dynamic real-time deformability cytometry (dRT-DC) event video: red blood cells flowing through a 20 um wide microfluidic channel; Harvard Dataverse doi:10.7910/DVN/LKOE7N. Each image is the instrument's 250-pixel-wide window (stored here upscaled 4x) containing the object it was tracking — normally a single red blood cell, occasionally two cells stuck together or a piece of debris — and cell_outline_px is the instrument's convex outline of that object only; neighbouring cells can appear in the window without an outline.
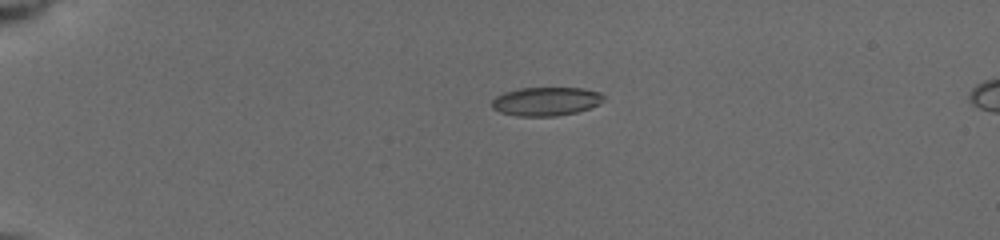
{"species": "common noctule bat (a hibernating species)", "species_latin": "Nyctalus noctula", "temperature_condition": "cold", "stored_images_in_passage": 13, "camera_frame_rate_fps": 3000, "um_per_image_px": 0.085, "animal": {"sex": "female", "body_mass_g": 19.5, "forearm_length_mm": 54.1}, "frame": {"image": 1, "passage_image": 1, "time_ms": 0.0, "image_size_px": [1000, 240], "cell_outline_px": [[604, 100], [600, 104], [576, 112], [556, 116], [516, 116], [500, 112], [492, 108], [492, 100], [496, 96], [504, 92], [520, 88], [584, 88], [600, 92], [604, 96]], "centroid_in_image_um": [46.41, 8.61], "position_along_channel_um": 38.6, "area_um2": 18.73}}